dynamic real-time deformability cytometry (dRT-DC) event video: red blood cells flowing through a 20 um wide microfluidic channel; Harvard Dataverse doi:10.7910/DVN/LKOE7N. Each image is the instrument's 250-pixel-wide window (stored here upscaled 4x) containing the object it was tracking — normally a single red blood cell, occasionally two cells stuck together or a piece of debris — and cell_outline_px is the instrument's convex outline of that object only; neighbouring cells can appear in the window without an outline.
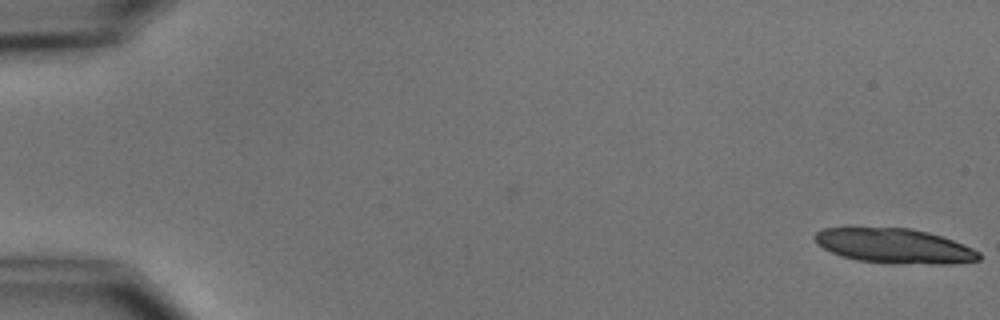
{"species": "common noctule bat (a hibernating species)", "species_latin": "Nyctalus noctula", "temperature_condition": "cold", "stored_images_in_passage": 6, "camera_frame_rate_fps": 3000, "um_per_image_px": 0.085, "animal": {"sex": "male", "body_mass_g": 15.6}, "frame": {"image": 1, "passage_image": 1, "time_ms": 0.0, "image_size_px": [1000, 320], "cell_outline_px": [[980, 260], [952, 264], [892, 264], [856, 260], [832, 252], [816, 244], [812, 236], [816, 232], [824, 228], [848, 224], [852, 224], [912, 228], [928, 232], [964, 244], [980, 252]], "centroid_in_image_um": [75.93, 20.85], "position_along_channel_um": 9.1, "area_um2": 34.74}}